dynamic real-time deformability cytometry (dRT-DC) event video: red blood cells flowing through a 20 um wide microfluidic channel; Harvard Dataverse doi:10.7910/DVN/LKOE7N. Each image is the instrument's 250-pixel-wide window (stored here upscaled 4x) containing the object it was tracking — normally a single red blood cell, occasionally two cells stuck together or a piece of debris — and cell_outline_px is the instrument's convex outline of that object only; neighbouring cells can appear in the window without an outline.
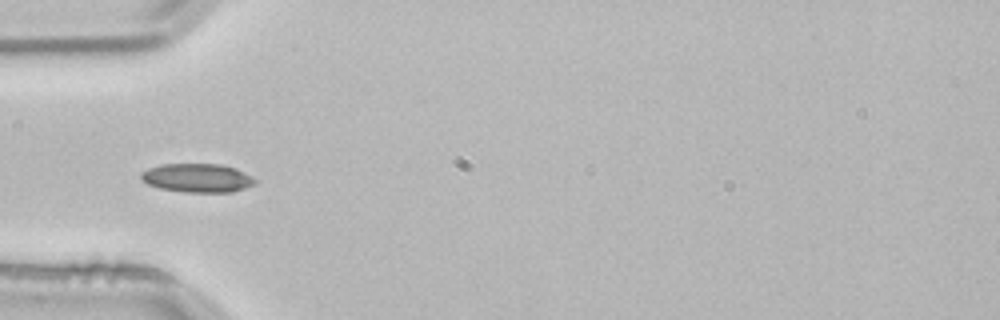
{"species": "common noctule bat (a hibernating species)", "species_latin": "Nyctalus noctula", "temperature_condition": "room temperature", "stored_images_in_passage": 3, "camera_frame_rate_fps": 3000, "um_per_image_px": 0.085, "animal": {"sex": "male", "body_mass_g": 21.5, "forearm_length_mm": 52.0}, "frame": {"image": 1, "passage_image": 3, "time_ms": 0.667, "image_size_px": [1000, 320], "cell_outline_px": [[256, 184], [232, 192], [184, 192], [160, 188], [148, 184], [140, 176], [140, 172], [148, 168], [160, 164], [220, 164], [236, 168], [252, 176], [256, 180]], "centroid_in_image_um": [16.78, 15.12], "position_along_channel_um": 68.2, "area_um2": 19.13}}